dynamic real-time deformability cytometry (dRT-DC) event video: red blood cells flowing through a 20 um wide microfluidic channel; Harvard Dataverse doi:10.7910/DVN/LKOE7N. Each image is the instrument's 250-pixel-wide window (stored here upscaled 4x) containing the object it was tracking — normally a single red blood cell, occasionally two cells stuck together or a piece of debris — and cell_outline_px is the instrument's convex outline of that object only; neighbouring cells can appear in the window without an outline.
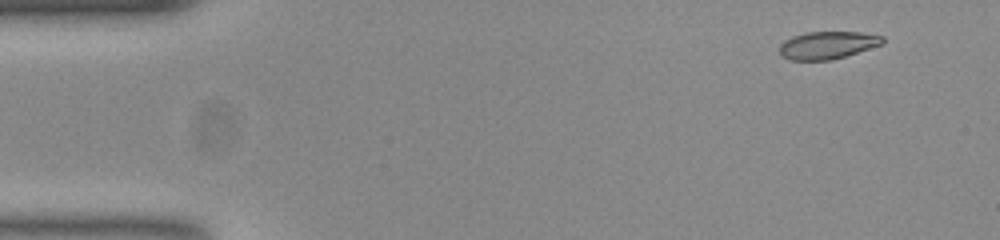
{"species": "common noctule bat (a hibernating species)", "species_latin": "Nyctalus noctula", "temperature_condition": "room temperature", "stored_images_in_passage": 50, "camera_frame_rate_fps": 3000, "um_per_image_px": 0.085, "animal": {"sex": "female", "body_mass_g": 23.0, "forearm_length_mm": 53.4}, "frame": {"image": 1, "passage_image": 1, "time_ms": 0.0, "image_size_px": [1000, 240], "cell_outline_px": [[884, 44], [832, 60], [788, 60], [780, 56], [780, 44], [784, 40], [792, 36], [804, 32], [860, 32], [884, 36]], "centroid_in_image_um": [70.33, 3.84], "position_along_channel_um": 14.7, "area_um2": 16.76}}
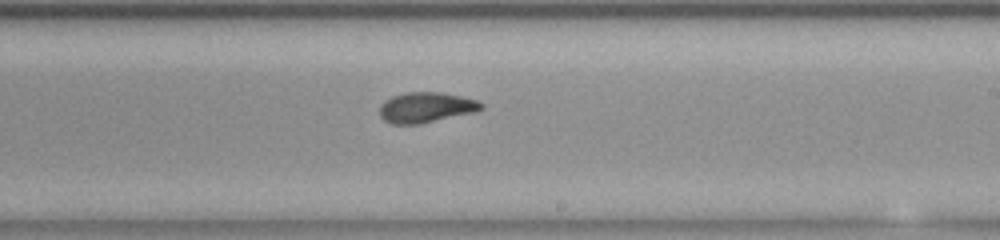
{"frame": {"image": 2, "passage_image": 28, "time_ms": 9.0, "image_size_px": [1000, 240], "cell_outline_px": [[484, 108], [476, 112], [420, 124], [392, 124], [384, 120], [380, 116], [380, 104], [384, 100], [392, 96], [404, 92], [444, 92], [476, 100], [484, 104]], "centroid_in_image_um": [36.21, 9.13], "position_along_channel_um": 252.8, "area_um2": 18.21}}
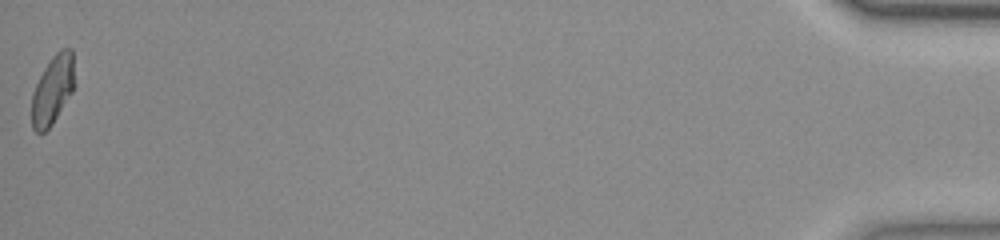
{"frame": {"image": 3, "passage_image": 50, "time_ms": 16.333, "image_size_px": [1000, 240], "cell_outline_px": [[72, 92], [52, 124], [44, 132], [36, 132], [32, 128], [32, 92], [44, 68], [52, 56], [60, 48], [72, 48]], "centroid_in_image_um": [4.44, 7.64], "position_along_channel_um": 430.8, "area_um2": 16.7}, "authors_computed_cell_mechanics": {"area_um2": 17.918, "velocity_mm_per_s": 3.8335, "shape_relaxation_time_tau1_ms": 6.5452, "shape_relaxation_time_tau2_ms": 1.7163, "deformation_change_tau1": 0.2145, "deformation_change_tau2": 0.069}}